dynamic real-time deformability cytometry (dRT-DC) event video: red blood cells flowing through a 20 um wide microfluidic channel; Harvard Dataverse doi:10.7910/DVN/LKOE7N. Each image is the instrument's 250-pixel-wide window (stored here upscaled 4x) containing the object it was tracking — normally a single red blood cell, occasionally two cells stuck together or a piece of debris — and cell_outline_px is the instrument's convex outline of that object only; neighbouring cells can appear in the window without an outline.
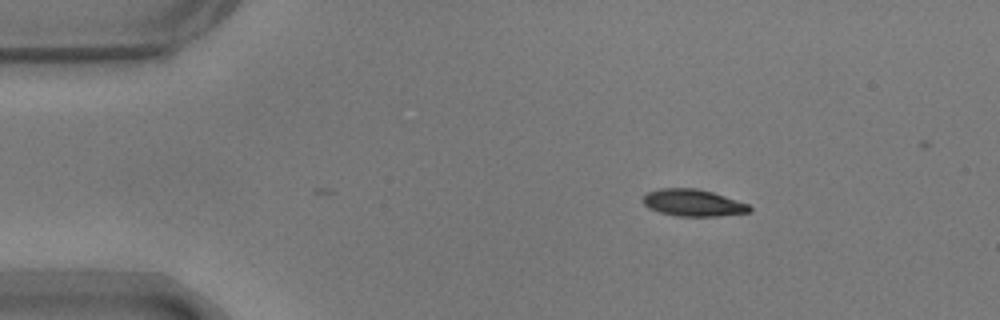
{"species": "common noctule bat (a hibernating species)", "species_latin": "Nyctalus noctula", "temperature_condition": "warm", "stored_images_in_passage": 41, "camera_frame_rate_fps": 3000, "um_per_image_px": 0.085, "animal": {"sex": "male", "body_mass_g": 17.9}, "frame": {"image": 1, "passage_image": 1, "time_ms": 0.0, "image_size_px": [1000, 320], "cell_outline_px": [[752, 208], [748, 212], [720, 216], [680, 216], [660, 212], [648, 208], [644, 204], [644, 196], [648, 192], [660, 188], [696, 188], [712, 192], [748, 204]], "centroid_in_image_um": [58.9, 17.23], "position_along_channel_um": 26.1, "area_um2": 16.47}}
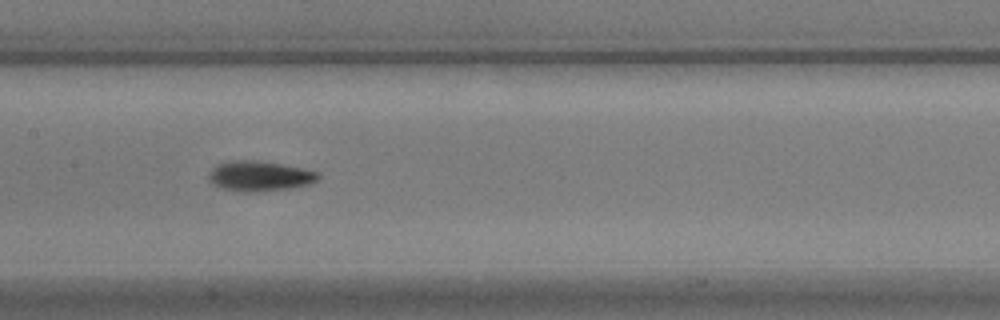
{"frame": {"image": 2, "passage_image": 19, "time_ms": 6.0, "image_size_px": [1000, 320], "cell_outline_px": [[320, 176], [316, 180], [308, 184], [288, 188], [256, 192], [244, 192], [224, 188], [216, 184], [208, 176], [212, 168], [216, 164], [224, 160], [260, 160], [304, 168], [316, 172]], "centroid_in_image_um": [22.05, 14.93], "position_along_channel_um": 185.3, "area_um2": 19.07}}
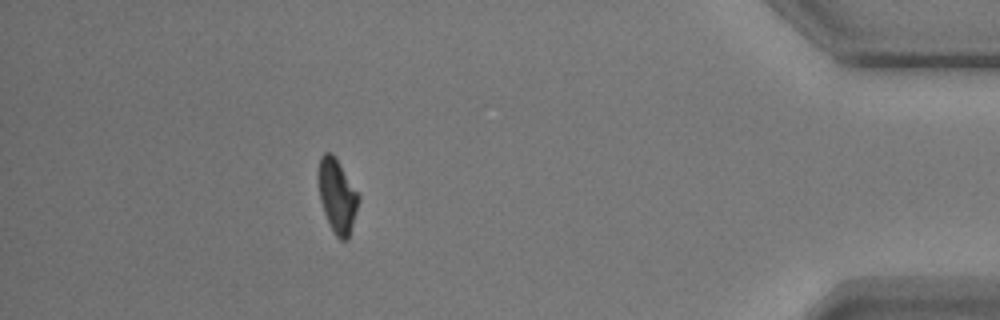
{"frame": {"image": 3, "passage_image": 41, "time_ms": 13.333, "image_size_px": [1000, 320], "cell_outline_px": [[360, 196], [356, 212], [348, 240], [340, 240], [336, 236], [324, 212], [320, 200], [316, 176], [316, 172], [320, 156], [324, 152], [332, 152], [336, 156]], "centroid_in_image_um": [28.63, 16.57], "position_along_channel_um": 406.6, "area_um2": 17.57}, "authors_computed_cell_mechanics": {"area_um2": 17.6868, "velocity_mm_per_s": 3.7044, "shape_relaxation_time_tau1_ms": 2.6767, "shape_relaxation_time_tau2_ms": 4.7862, "deformation_change_tau1": 0.1606, "deformation_change_tau2": 0.0602}}